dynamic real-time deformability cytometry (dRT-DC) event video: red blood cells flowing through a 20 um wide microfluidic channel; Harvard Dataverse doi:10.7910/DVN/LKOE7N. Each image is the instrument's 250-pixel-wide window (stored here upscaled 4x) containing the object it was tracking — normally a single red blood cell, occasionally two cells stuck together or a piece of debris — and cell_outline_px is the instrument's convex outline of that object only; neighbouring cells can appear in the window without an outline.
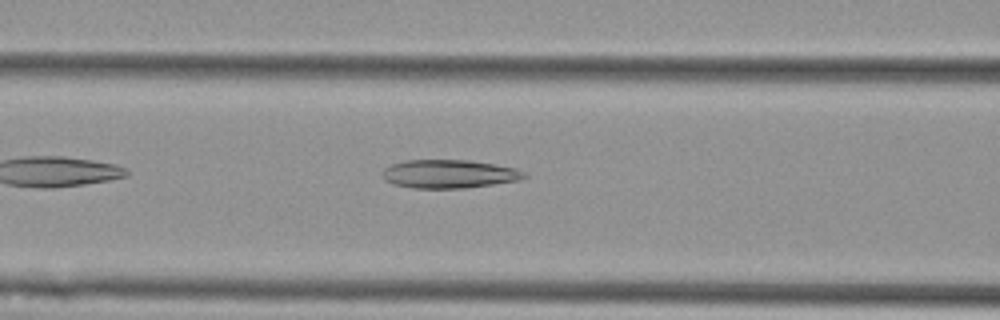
{"species": "Egyptian fruit bat (a non-hibernating species)", "species_latin": "Rousettus aegyptiacus", "temperature_condition": "cold", "stored_images_in_passage": 39, "camera_frame_rate_fps": 3000, "um_per_image_px": 0.085, "animal": {"sex": "female"}, "frame": {"image": 1, "passage_image": 8, "time_ms": 2.333, "image_size_px": [1000, 320], "cell_outline_px": [[528, 176], [520, 180], [464, 188], [412, 188], [392, 184], [384, 180], [380, 172], [384, 168], [392, 164], [404, 160], [468, 160], [516, 168], [524, 172]], "centroid_in_image_um": [38.12, 14.78], "position_along_channel_um": 128.5, "area_um2": 23.58}}
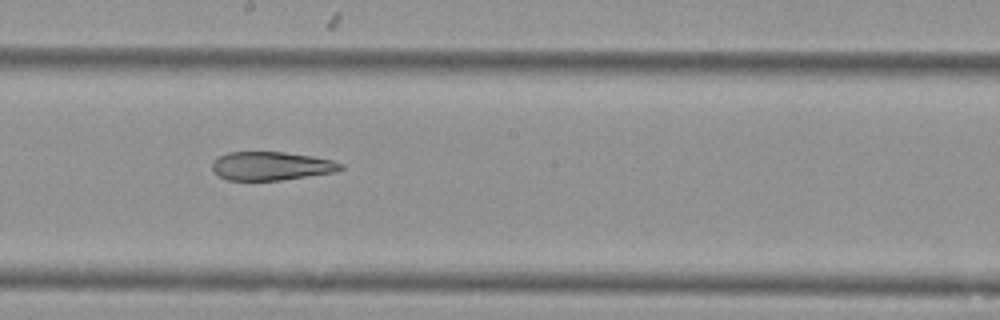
{"frame": {"image": 2, "passage_image": 16, "time_ms": 5.0, "image_size_px": [1000, 320], "cell_outline_px": [[344, 168], [332, 172], [280, 180], [228, 180], [220, 176], [212, 168], [212, 160], [228, 152], [284, 152], [312, 156], [332, 160], [344, 164]], "centroid_in_image_um": [23.05, 14.1], "position_along_channel_um": 225.2, "area_um2": 21.15}}
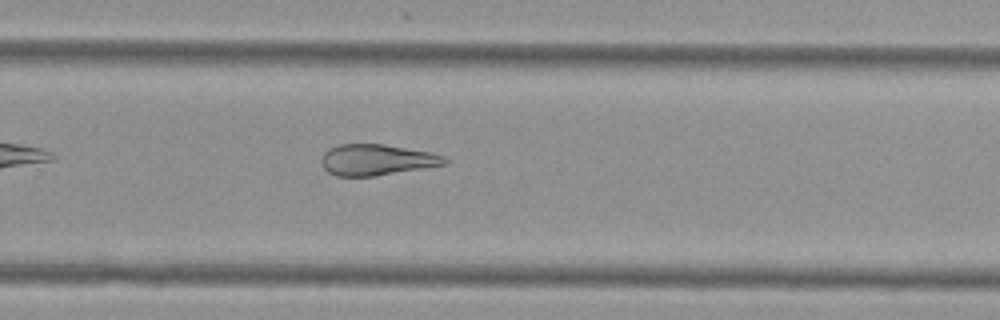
{"frame": {"image": 3, "passage_image": 22, "time_ms": 7.0, "image_size_px": [1000, 320], "cell_outline_px": [[448, 164], [372, 176], [336, 176], [328, 172], [324, 168], [320, 160], [324, 152], [328, 148], [340, 144], [384, 144], [428, 152], [444, 156], [448, 160]], "centroid_in_image_um": [31.98, 13.58], "position_along_channel_um": 297.8, "area_um2": 22.14}, "authors_computed_cell_mechanics": {"area_um2": 23.698, "velocity_mm_per_s": 3.6432, "shape_relaxation_time_tau1_ms": null, "shape_relaxation_time_tau2_ms": 4.7451, "deformation_change_tau1": null, "deformation_change_tau2": 0.1474}}